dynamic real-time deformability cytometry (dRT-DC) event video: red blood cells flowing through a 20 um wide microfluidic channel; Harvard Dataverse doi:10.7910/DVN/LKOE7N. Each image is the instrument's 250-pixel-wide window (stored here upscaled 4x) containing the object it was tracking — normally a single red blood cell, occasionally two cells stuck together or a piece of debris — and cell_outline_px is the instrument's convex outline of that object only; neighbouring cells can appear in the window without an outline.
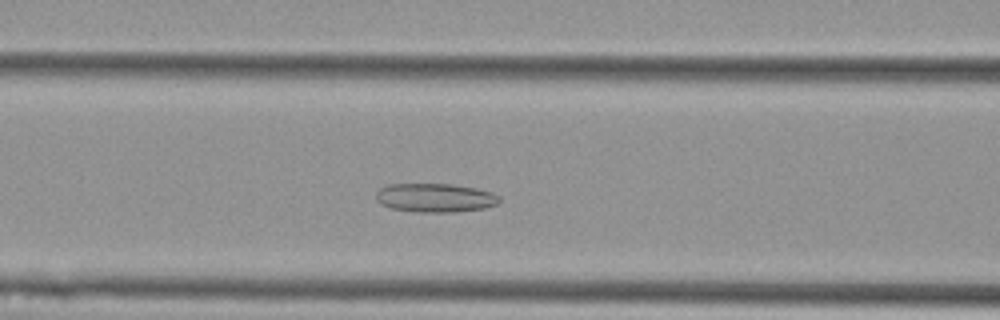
{"species": "Egyptian fruit bat (a non-hibernating species)", "species_latin": "Rousettus aegyptiacus", "temperature_condition": "cold", "stored_images_in_passage": 50, "camera_frame_rate_fps": 3000, "um_per_image_px": 0.085, "animal": {"sex": "female"}, "frame": {"image": 1, "passage_image": 17, "time_ms": 5.333, "image_size_px": [1000, 320], "cell_outline_px": [[500, 200], [496, 204], [484, 208], [452, 212], [416, 212], [392, 208], [380, 204], [376, 200], [376, 192], [380, 188], [388, 184], [448, 184], [476, 188], [492, 192], [500, 196]], "centroid_in_image_um": [36.97, 16.81], "position_along_channel_um": 129.6, "area_um2": 20.69}}
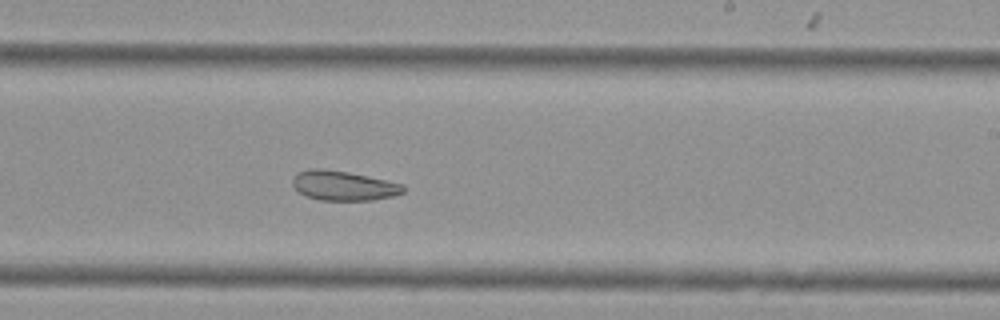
{"frame": {"image": 2, "passage_image": 28, "time_ms": 9.0, "image_size_px": [1000, 320], "cell_outline_px": [[404, 192], [392, 196], [372, 200], [320, 200], [304, 196], [292, 184], [292, 180], [296, 172], [308, 168], [320, 168], [348, 172], [404, 184]], "centroid_in_image_um": [29.16, 15.77], "position_along_channel_um": 259.8, "area_um2": 19.13}}
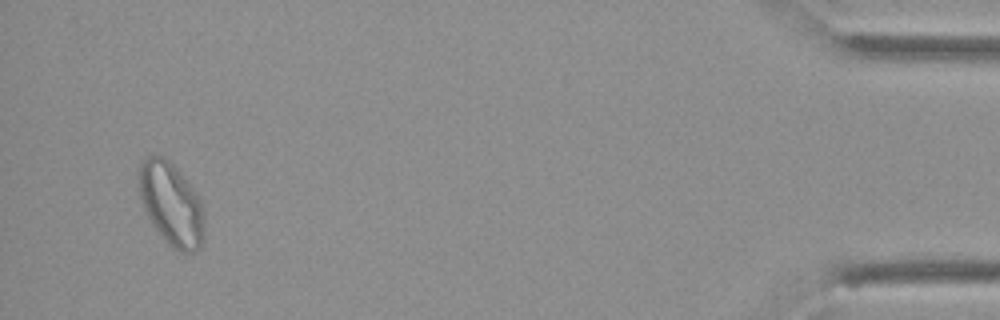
{"frame": {"image": 3, "passage_image": 48, "time_ms": 15.667, "image_size_px": [1000, 320], "cell_outline_px": [[204, 240], [200, 248], [192, 252], [180, 252], [172, 248], [152, 224], [144, 208], [140, 196], [140, 164], [148, 156], [160, 156], [168, 160], [176, 168], [196, 192], [204, 208]], "centroid_in_image_um": [14.6, 17.39], "position_along_channel_um": 420.6, "area_um2": 31.27}, "authors_computed_cell_mechanics": {"area_um2": 24.1315, "velocity_mm_per_s": 3.5692, "shape_relaxation_time_tau1_ms": null, "shape_relaxation_time_tau2_ms": 4.729, "deformation_change_tau1": null, "deformation_change_tau2": 0.1104}}